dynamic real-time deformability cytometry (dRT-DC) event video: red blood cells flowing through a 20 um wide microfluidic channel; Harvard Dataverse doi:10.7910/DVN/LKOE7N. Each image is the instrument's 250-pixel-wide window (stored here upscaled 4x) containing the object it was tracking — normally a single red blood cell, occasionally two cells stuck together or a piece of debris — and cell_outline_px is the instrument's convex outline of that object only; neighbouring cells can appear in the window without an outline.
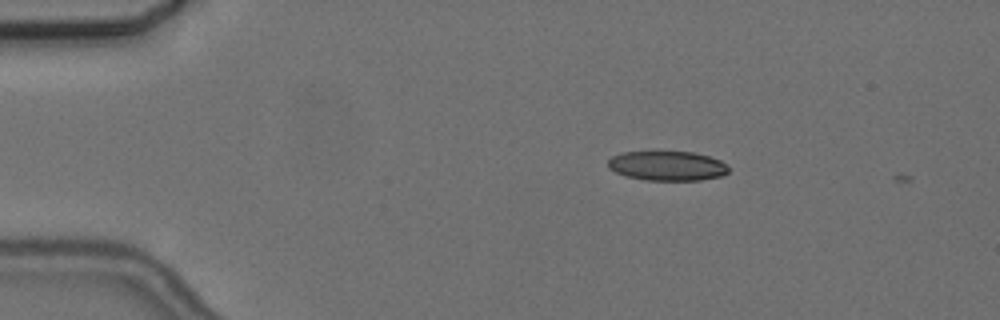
{"species": "common noctule bat (a hibernating species)", "species_latin": "Nyctalus noctula", "temperature_condition": "cold", "stored_images_in_passage": 4, "camera_frame_rate_fps": 3000, "um_per_image_px": 0.085, "animal": {"sex": "female", "body_mass_g": 24.6, "forearm_length_mm": 56.2}, "frame": {"image": 1, "passage_image": 3, "time_ms": 0.667, "image_size_px": [1000, 320], "cell_outline_px": [[728, 172], [720, 176], [700, 180], [644, 180], [628, 176], [616, 172], [608, 168], [608, 160], [612, 156], [620, 152], [692, 152], [708, 156], [720, 160], [728, 168]], "centroid_in_image_um": [56.68, 14.09], "position_along_channel_um": 28.3, "area_um2": 20.58}}